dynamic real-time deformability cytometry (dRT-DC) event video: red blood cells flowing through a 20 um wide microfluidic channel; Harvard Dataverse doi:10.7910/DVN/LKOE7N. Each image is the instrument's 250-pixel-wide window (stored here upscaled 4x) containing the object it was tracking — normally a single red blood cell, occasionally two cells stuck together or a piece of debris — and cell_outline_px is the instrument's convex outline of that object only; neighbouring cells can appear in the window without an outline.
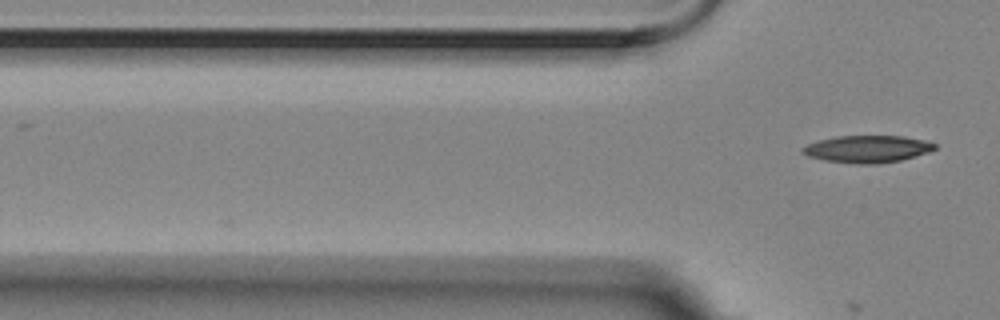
{"species": "Egyptian fruit bat (a non-hibernating species)", "species_latin": "Rousettus aegyptiacus", "temperature_condition": "room temperature", "stored_images_in_passage": 6, "camera_frame_rate_fps": 3000, "um_per_image_px": 0.085, "animal": {"sex": "female"}, "frame": {"image": 1, "passage_image": 6, "time_ms": 1.667, "image_size_px": [1000, 320], "cell_outline_px": [[936, 148], [928, 152], [900, 160], [876, 164], [856, 164], [824, 160], [808, 156], [800, 152], [800, 148], [808, 144], [820, 140], [836, 136], [904, 136], [924, 140], [936, 144]], "centroid_in_image_um": [73.7, 12.66], "position_along_channel_um": 52.1, "area_um2": 20.87}}